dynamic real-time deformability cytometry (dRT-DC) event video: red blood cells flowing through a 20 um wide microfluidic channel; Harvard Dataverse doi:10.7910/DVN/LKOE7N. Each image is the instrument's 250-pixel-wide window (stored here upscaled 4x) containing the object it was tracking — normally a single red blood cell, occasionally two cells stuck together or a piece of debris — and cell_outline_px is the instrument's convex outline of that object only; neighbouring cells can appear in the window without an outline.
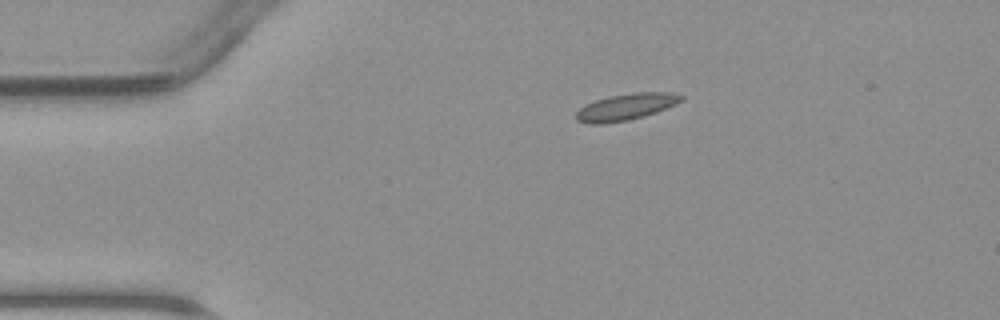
{"species": "common noctule bat (a hibernating species)", "species_latin": "Nyctalus noctula", "temperature_condition": "warm", "stored_images_in_passage": 39, "camera_frame_rate_fps": 3000, "um_per_image_px": 0.085, "animal": {"sex": "male", "body_mass_g": 23.1, "forearm_length_mm": 52.7}, "frame": {"image": 1, "passage_image": 1, "time_ms": 0.0, "image_size_px": [1000, 320], "cell_outline_px": [[684, 100], [676, 104], [656, 112], [644, 116], [628, 120], [604, 124], [588, 124], [576, 120], [576, 112], [584, 104], [608, 96], [632, 92], [672, 92], [684, 96]], "centroid_in_image_um": [53.21, 9.08], "position_along_channel_um": 31.8, "area_um2": 16.47}}
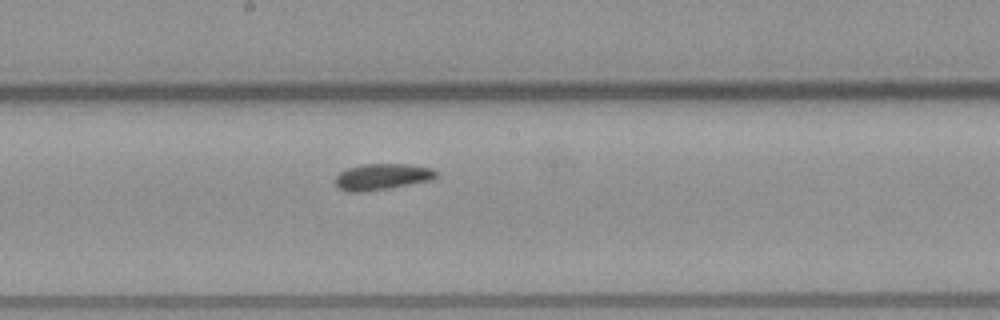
{"frame": {"image": 2, "passage_image": 17, "time_ms": 5.333, "image_size_px": [1000, 320], "cell_outline_px": [[436, 176], [432, 180], [388, 188], [360, 192], [348, 192], [340, 188], [336, 184], [336, 176], [340, 172], [348, 168], [364, 164], [408, 164], [432, 168], [436, 172]], "centroid_in_image_um": [32.48, 15.02], "position_along_channel_um": 215.7, "area_um2": 15.2}}
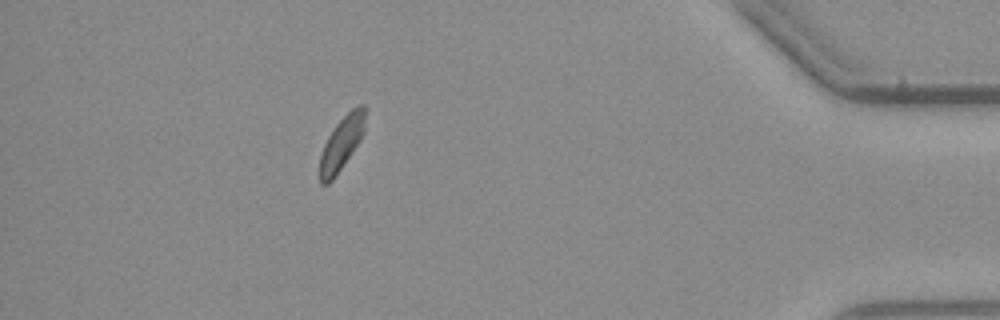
{"frame": {"image": 3, "passage_image": 34, "time_ms": 11.0, "image_size_px": [1000, 320], "cell_outline_px": [[364, 132], [360, 140], [332, 180], [328, 184], [320, 184], [320, 156], [324, 144], [328, 136], [336, 124], [356, 104], [364, 104]], "centroid_in_image_um": [29.02, 12.16], "position_along_channel_um": 406.2, "area_um2": 13.81}}